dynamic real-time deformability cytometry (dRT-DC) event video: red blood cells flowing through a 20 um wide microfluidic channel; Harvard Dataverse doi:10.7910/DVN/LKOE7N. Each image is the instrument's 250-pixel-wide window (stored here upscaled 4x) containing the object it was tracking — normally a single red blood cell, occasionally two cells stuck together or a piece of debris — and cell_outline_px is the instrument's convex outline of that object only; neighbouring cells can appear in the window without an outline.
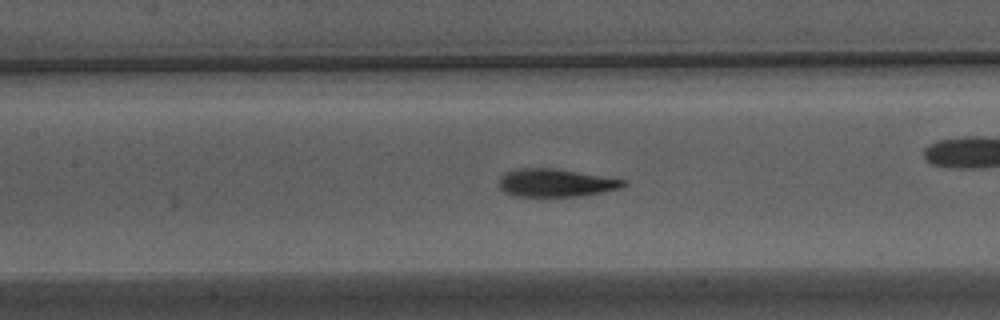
{"species": "Egyptian fruit bat (a non-hibernating species)", "species_latin": "Rousettus aegyptiacus", "temperature_condition": "warm", "stored_images_in_passage": 54, "camera_frame_rate_fps": 3000, "um_per_image_px": 0.085, "animal": {"sex": "male"}, "frame": {"image": 1, "passage_image": 24, "time_ms": 7.667, "image_size_px": [1000, 320], "cell_outline_px": [[628, 184], [620, 188], [580, 196], [512, 196], [504, 192], [500, 188], [500, 176], [504, 172], [520, 168], [556, 168], [628, 180]], "centroid_in_image_um": [47.24, 15.53], "position_along_channel_um": 160.2, "area_um2": 20.35}, "authors_computed_cell_mechanics": {"area_um2": 20.6635, "velocity_mm_per_s": 3.8536, "shape_relaxation_time_tau1_ms": 3.2314, "shape_relaxation_time_tau2_ms": 1.1103, "deformation_change_tau1": 0.177, "deformation_change_tau2": 0.0754}}